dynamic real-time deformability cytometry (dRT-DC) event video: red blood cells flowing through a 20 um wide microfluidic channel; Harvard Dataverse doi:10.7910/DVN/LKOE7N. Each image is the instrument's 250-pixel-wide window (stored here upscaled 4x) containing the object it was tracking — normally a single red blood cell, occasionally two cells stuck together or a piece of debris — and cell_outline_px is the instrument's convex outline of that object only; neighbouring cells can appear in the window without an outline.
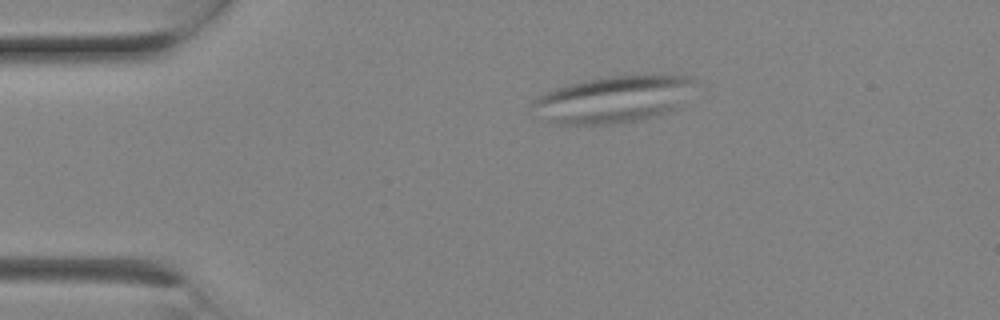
{"species": "Egyptian fruit bat (a non-hibernating species)", "species_latin": "Rousettus aegyptiacus", "temperature_condition": "room temperature", "stored_images_in_passage": 2, "camera_frame_rate_fps": 3000, "um_per_image_px": 0.085, "animal": {"sex": "female"}, "frame": {"image": 1, "passage_image": 2, "time_ms": 0.333, "image_size_px": [1000, 320], "cell_outline_px": [[696, 80], [672, 108], [664, 112], [636, 120], [608, 124], [556, 124], [532, 104], [532, 100], [536, 96], [556, 88], [568, 84], [584, 80], [608, 76], [692, 76]], "centroid_in_image_um": [52.05, 8.42], "position_along_channel_um": 33.0, "area_um2": 42.19}}